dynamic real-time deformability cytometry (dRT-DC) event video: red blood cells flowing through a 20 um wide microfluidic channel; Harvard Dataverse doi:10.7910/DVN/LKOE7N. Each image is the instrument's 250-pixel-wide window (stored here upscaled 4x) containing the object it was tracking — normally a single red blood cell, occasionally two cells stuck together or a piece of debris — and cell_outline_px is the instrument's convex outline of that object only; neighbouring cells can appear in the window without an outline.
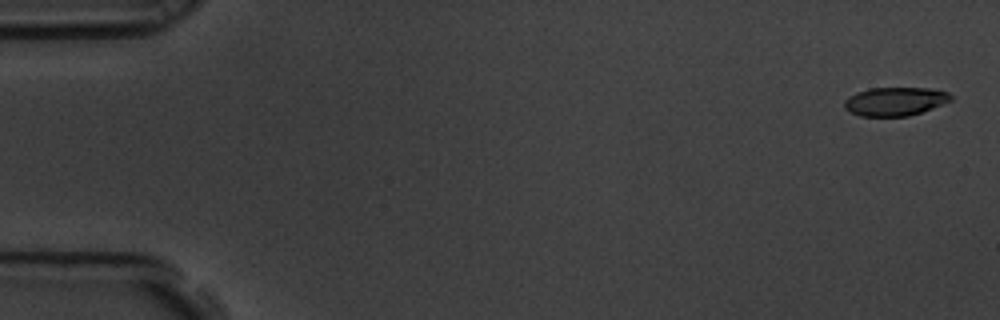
{"species": "common noctule bat (a hibernating species)", "species_latin": "Nyctalus noctula", "temperature_condition": "room temperature", "stored_images_in_passage": 5, "camera_frame_rate_fps": 3000, "um_per_image_px": 0.085, "animal": {"sex": "male", "body_mass_g": 19.5, "forearm_length_mm": 54.6}, "frame": {"image": 1, "passage_image": 1, "time_ms": 0.0, "image_size_px": [1000, 320], "cell_outline_px": [[952, 100], [932, 108], [908, 116], [860, 116], [844, 108], [844, 100], [848, 96], [856, 92], [868, 88], [928, 88], [948, 92], [952, 96]], "centroid_in_image_um": [76.05, 8.61], "position_along_channel_um": 8.9, "area_um2": 17.69}}
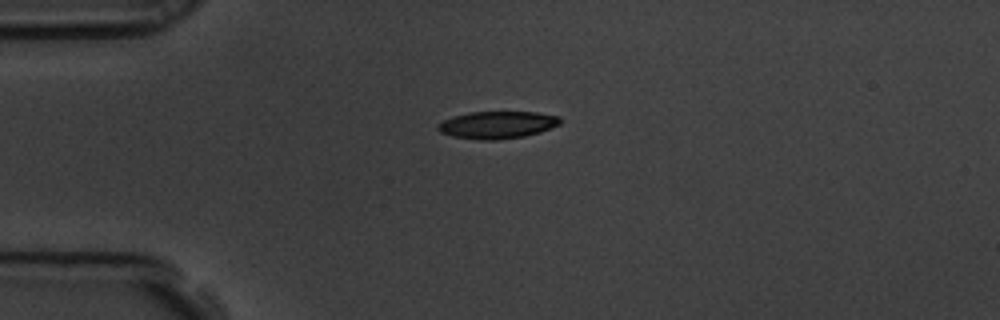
{"frame": {"image": 2, "passage_image": 4, "time_ms": 1.0, "image_size_px": [1000, 320], "cell_outline_px": [[560, 124], [540, 132], [524, 136], [496, 140], [484, 140], [452, 136], [440, 132], [436, 128], [444, 120], [452, 116], [468, 112], [536, 112], [560, 116]], "centroid_in_image_um": [42.27, 10.61], "position_along_channel_um": 42.7, "area_um2": 19.36}}